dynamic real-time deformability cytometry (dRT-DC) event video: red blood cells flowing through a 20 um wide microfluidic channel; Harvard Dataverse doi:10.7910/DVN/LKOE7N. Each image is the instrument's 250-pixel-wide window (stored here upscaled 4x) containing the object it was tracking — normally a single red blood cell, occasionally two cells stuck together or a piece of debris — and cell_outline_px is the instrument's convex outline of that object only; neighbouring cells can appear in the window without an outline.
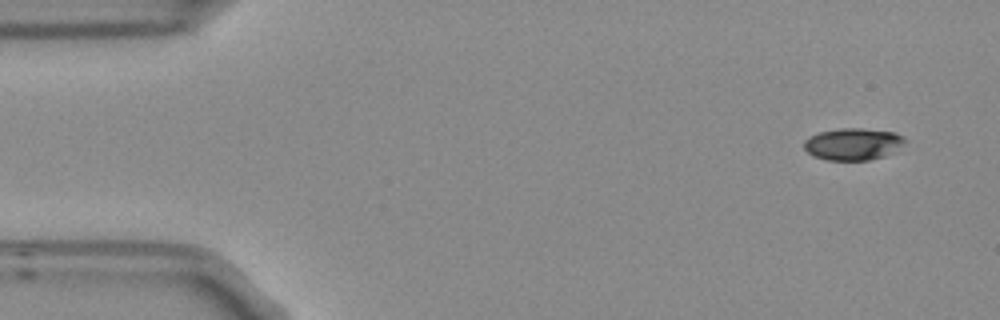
{"species": "Egyptian fruit bat (a non-hibernating species)", "species_latin": "Rousettus aegyptiacus", "temperature_condition": "room temperature", "stored_images_in_passage": 4, "camera_frame_rate_fps": 3000, "um_per_image_px": 0.085, "frame": {"image": 1, "passage_image": 1, "time_ms": 0.0, "image_size_px": [1000, 320], "cell_outline_px": [[908, 140], [884, 156], [868, 160], [828, 160], [812, 156], [804, 148], [804, 140], [808, 136], [820, 132], [840, 128], [860, 128], [896, 132], [904, 136]], "centroid_in_image_um": [72.48, 12.23], "position_along_channel_um": 12.5, "area_um2": 18.79}}